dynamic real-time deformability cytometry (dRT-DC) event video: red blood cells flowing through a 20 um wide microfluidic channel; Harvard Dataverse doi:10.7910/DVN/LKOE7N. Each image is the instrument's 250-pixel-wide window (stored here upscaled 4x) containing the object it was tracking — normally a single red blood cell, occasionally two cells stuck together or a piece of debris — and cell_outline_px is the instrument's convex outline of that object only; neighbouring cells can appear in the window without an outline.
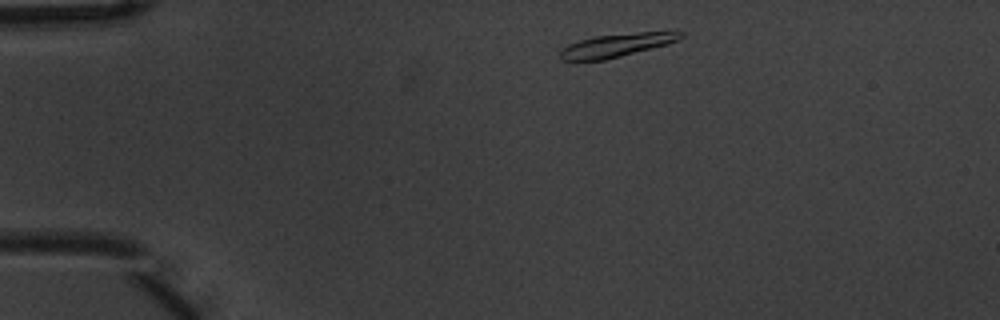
{"species": "common noctule bat (a hibernating species)", "species_latin": "Nyctalus noctula", "temperature_condition": "warm", "stored_images_in_passage": 2, "camera_frame_rate_fps": 3000, "um_per_image_px": 0.085, "animal": {"sex": "male", "body_mass_g": 20.1, "forearm_length_mm": 53.5}, "frame": {"image": 1, "passage_image": 1, "time_ms": 0.0, "image_size_px": [1000, 320], "cell_outline_px": [[684, 36], [680, 40], [668, 44], [604, 60], [560, 60], [560, 52], [568, 44], [580, 40], [596, 36], [636, 32], [684, 32]], "centroid_in_image_um": [52.43, 3.84], "position_along_channel_um": 32.6, "area_um2": 16.13}}